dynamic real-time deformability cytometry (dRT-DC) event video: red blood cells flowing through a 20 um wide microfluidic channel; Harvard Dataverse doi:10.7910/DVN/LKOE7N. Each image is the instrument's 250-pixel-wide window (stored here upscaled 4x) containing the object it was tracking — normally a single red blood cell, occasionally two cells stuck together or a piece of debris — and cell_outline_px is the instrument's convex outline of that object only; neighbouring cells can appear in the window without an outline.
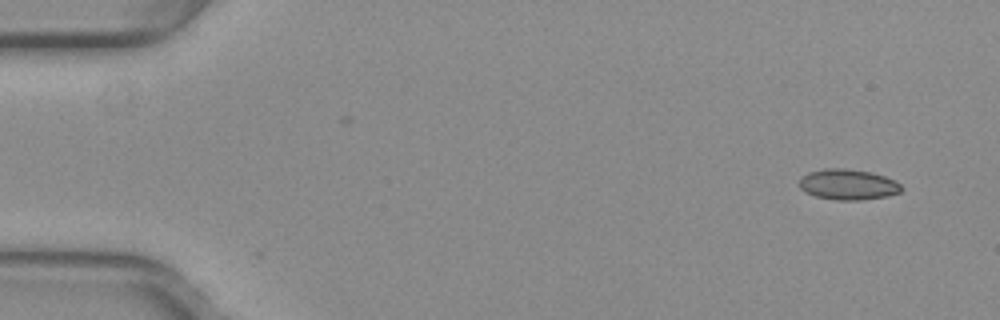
{"species": "common noctule bat (a hibernating species)", "species_latin": "Nyctalus noctula", "temperature_condition": "warm", "stored_images_in_passage": 50, "camera_frame_rate_fps": 3000, "um_per_image_px": 0.085, "animal": {"sex": "female", "body_mass_g": 29.2, "forearm_length_mm": 56.3}, "frame": {"image": 1, "passage_image": 1, "time_ms": 0.0, "image_size_px": [1000, 320], "cell_outline_px": [[904, 188], [900, 192], [888, 196], [860, 200], [836, 200], [816, 196], [800, 188], [800, 180], [808, 172], [824, 168], [844, 168], [872, 172], [896, 180]], "centroid_in_image_um": [72.13, 15.67], "position_along_channel_um": 12.9, "area_um2": 18.21}}
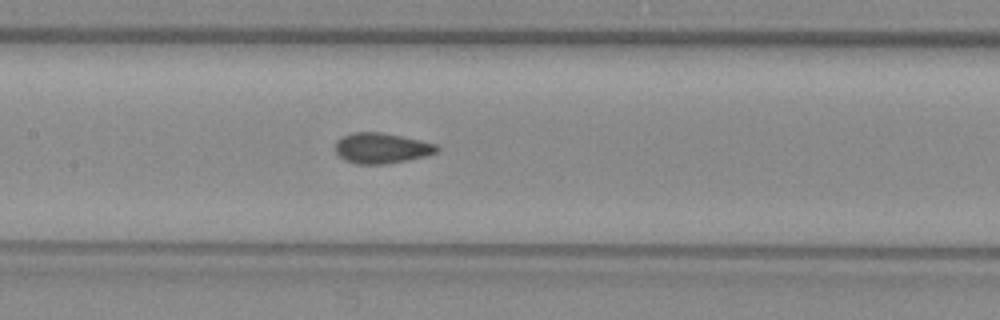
{"frame": {"image": 2, "passage_image": 23, "time_ms": 7.333, "image_size_px": [1000, 320], "cell_outline_px": [[440, 148], [436, 152], [424, 156], [408, 160], [388, 164], [356, 164], [344, 160], [336, 152], [336, 140], [352, 132], [380, 132], [400, 136], [436, 144]], "centroid_in_image_um": [32.41, 12.6], "position_along_channel_um": 175.0, "area_um2": 17.92}}
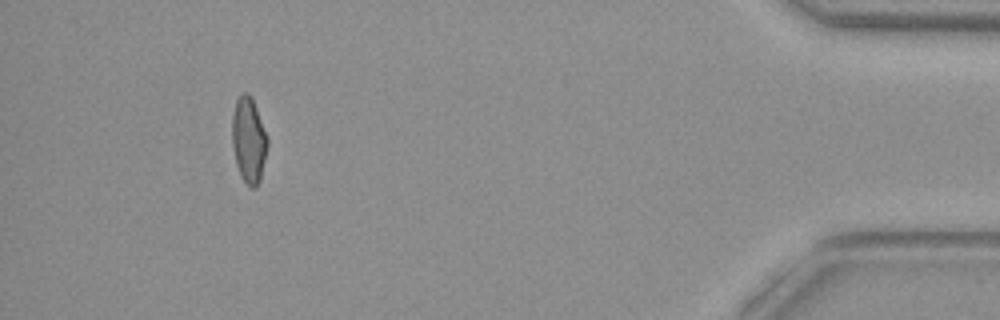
{"frame": {"image": 3, "passage_image": 46, "time_ms": 15.0, "image_size_px": [1000, 320], "cell_outline_px": [[268, 144], [260, 180], [256, 188], [252, 188], [240, 176], [236, 164], [232, 144], [232, 116], [236, 100], [244, 92], [248, 92], [256, 108], [268, 140]], "centroid_in_image_um": [21.13, 11.93], "position_along_channel_um": 414.1, "area_um2": 17.4}, "authors_computed_cell_mechanics": {"area_um2": 17.8024, "velocity_mm_per_s": 3.994, "shape_relaxation_time_tau1_ms": null, "shape_relaxation_time_tau2_ms": 0.9649, "deformation_change_tau1": null, "deformation_change_tau2": 0.0409}}